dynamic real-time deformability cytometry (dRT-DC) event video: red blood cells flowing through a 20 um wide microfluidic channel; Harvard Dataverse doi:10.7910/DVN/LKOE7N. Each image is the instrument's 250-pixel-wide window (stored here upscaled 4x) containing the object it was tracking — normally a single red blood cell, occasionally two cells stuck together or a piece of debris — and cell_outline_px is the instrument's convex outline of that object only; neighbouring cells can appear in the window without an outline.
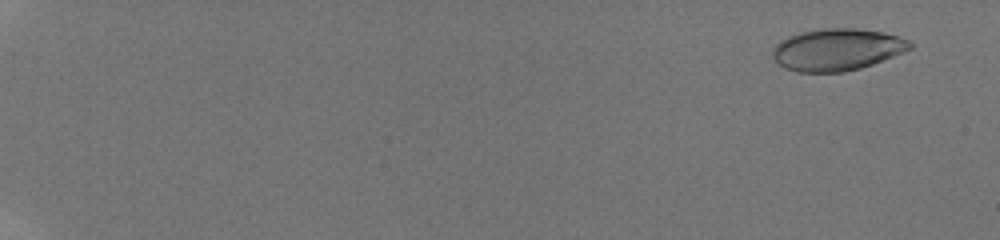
{"species": "human", "species_latin": "Homo sapiens", "temperature_condition": "room temperature", "stored_images_in_passage": 60, "camera_frame_rate_fps": 3000, "um_per_image_px": 0.085, "donor": {"sex": "male"}, "frame": {"image": 1, "passage_image": 3, "time_ms": 0.333, "image_size_px": [1000, 240], "cell_outline_px": [[912, 48], [872, 64], [860, 68], [844, 72], [796, 72], [784, 68], [772, 56], [772, 48], [780, 40], [788, 36], [800, 32], [820, 28], [856, 28], [880, 32], [896, 36], [908, 40], [912, 44]], "centroid_in_image_um": [71.09, 4.21], "position_along_channel_um": 13.9, "area_um2": 33.47}}
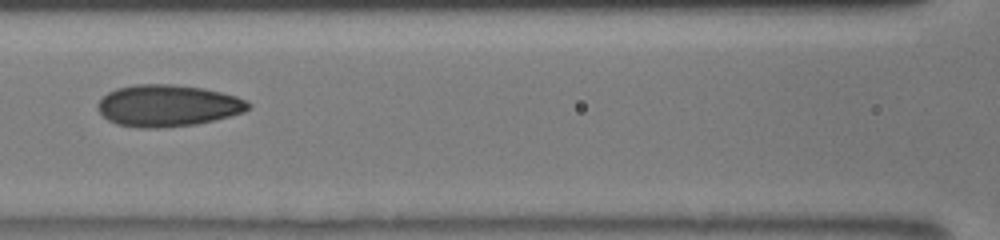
{"frame": {"image": 2, "passage_image": 40, "time_ms": 9.0, "image_size_px": [1000, 240], "cell_outline_px": [[252, 104], [244, 112], [196, 124], [160, 128], [140, 128], [116, 124], [108, 120], [96, 108], [96, 104], [108, 92], [116, 88], [136, 84], [172, 84], [204, 88], [236, 96]], "centroid_in_image_um": [14.22, 8.98], "position_along_channel_um": 152.4, "area_um2": 36.53}}
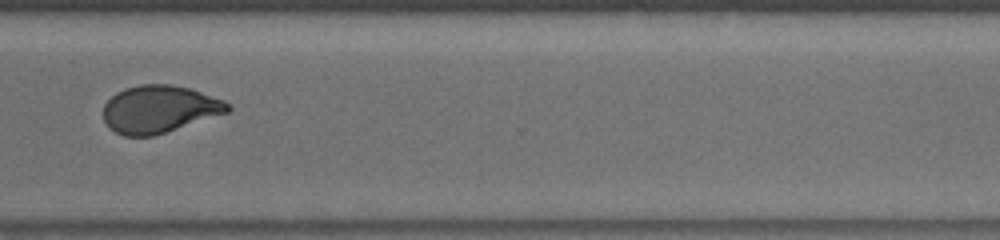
{"frame": {"image": 3, "passage_image": 59, "time_ms": 14.0, "image_size_px": [1000, 240], "cell_outline_px": [[232, 108], [228, 112], [152, 136], [124, 136], [108, 128], [104, 120], [104, 104], [116, 92], [124, 88], [140, 84], [172, 84], [188, 88], [224, 100], [232, 104]], "centroid_in_image_um": [13.52, 9.27], "position_along_channel_um": 357.1, "area_um2": 34.28}}